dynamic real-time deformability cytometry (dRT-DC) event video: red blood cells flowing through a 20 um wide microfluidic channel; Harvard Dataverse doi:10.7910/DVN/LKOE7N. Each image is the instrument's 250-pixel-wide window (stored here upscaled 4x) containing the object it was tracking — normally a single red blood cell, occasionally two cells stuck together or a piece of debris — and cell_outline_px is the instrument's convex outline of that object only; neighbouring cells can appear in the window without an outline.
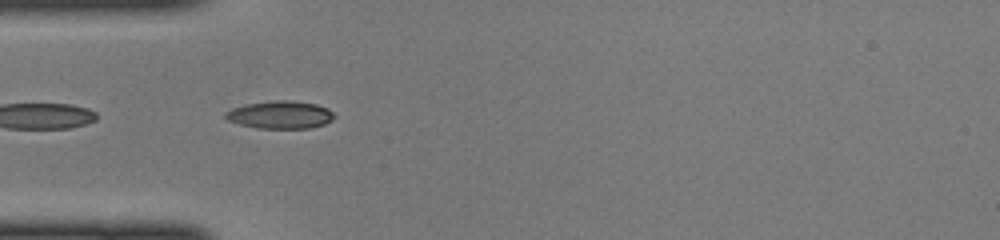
{"species": "common noctule bat (a hibernating species)", "species_latin": "Nyctalus noctula", "temperature_condition": "cold", "stored_images_in_passage": 5, "camera_frame_rate_fps": 3000, "um_per_image_px": 0.085, "animal": {"sex": "female", "body_mass_g": 22.0, "forearm_length_mm": 56.7}, "frame": {"image": 1, "passage_image": 1, "time_ms": 0.0, "image_size_px": [1000, 240], "cell_outline_px": [[336, 116], [332, 120], [324, 124], [308, 128], [256, 128], [240, 124], [228, 120], [224, 116], [224, 112], [232, 108], [244, 104], [272, 100], [292, 100], [316, 104], [328, 108]], "centroid_in_image_um": [23.81, 9.74], "position_along_channel_um": 61.2, "area_um2": 17.69}}